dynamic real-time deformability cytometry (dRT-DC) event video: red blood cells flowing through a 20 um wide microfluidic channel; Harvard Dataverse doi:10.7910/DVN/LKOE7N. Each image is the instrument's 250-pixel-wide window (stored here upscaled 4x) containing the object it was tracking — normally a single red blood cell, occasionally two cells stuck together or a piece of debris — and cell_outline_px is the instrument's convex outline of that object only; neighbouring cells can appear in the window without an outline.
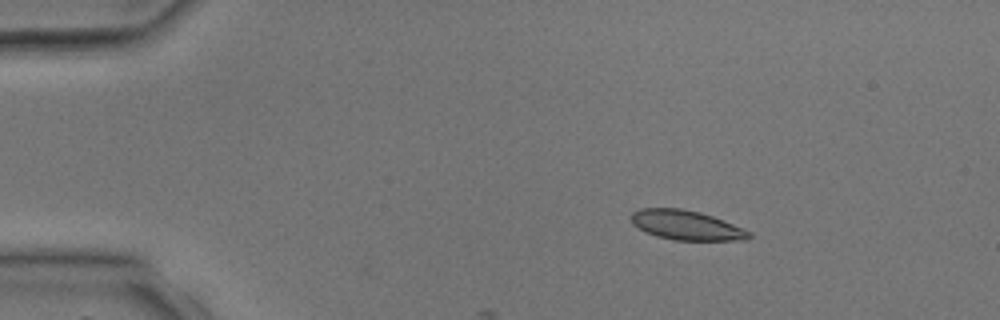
{"species": "common noctule bat (a hibernating species)", "species_latin": "Nyctalus noctula", "temperature_condition": "room temperature", "stored_images_in_passage": 3, "camera_frame_rate_fps": 3000, "um_per_image_px": 0.085, "animal": {"sex": "male", "body_mass_g": 17.9, "forearm_length_mm": 54.2}, "frame": {"image": 1, "passage_image": 1, "time_ms": 0.0, "image_size_px": [1000, 320], "cell_outline_px": [[752, 236], [748, 240], [676, 240], [656, 236], [632, 224], [628, 216], [632, 212], [640, 208], [680, 208], [700, 212], [724, 220], [752, 232]], "centroid_in_image_um": [58.34, 19.13], "position_along_channel_um": 26.7, "area_um2": 20.4}}